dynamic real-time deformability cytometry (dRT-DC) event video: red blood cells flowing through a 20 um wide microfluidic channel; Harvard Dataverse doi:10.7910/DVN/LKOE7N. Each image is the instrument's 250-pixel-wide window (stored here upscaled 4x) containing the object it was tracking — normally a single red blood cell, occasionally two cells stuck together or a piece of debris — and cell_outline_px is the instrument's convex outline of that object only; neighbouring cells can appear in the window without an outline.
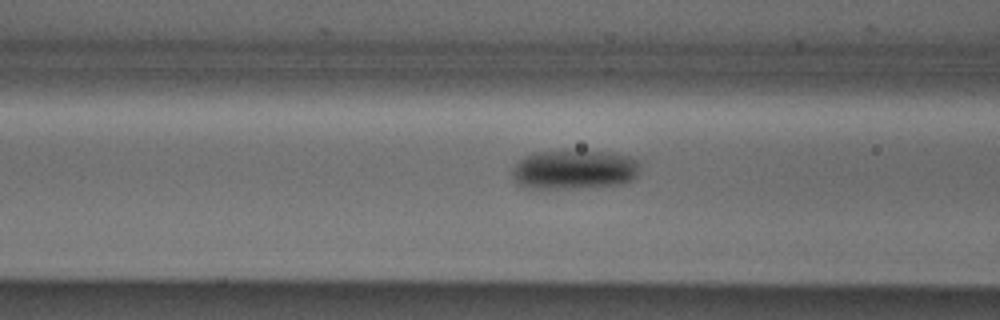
{"species": "Egyptian fruit bat (a non-hibernating species)", "species_latin": "Rousettus aegyptiacus", "temperature_condition": "cold", "stored_images_in_passage": 30, "camera_frame_rate_fps": 3000, "um_per_image_px": 0.085, "animal": {"sex": "male"}, "frame": {"image": 1, "passage_image": 9, "time_ms": 2.667, "image_size_px": [1000, 320], "cell_outline_px": [[640, 168], [636, 176], [632, 180], [624, 184], [572, 188], [532, 188], [516, 184], [512, 176], [512, 168], [524, 156], [536, 152], [604, 152], [632, 156], [640, 160]], "centroid_in_image_um": [48.84, 14.43], "position_along_channel_um": 117.8, "area_um2": 29.19}}
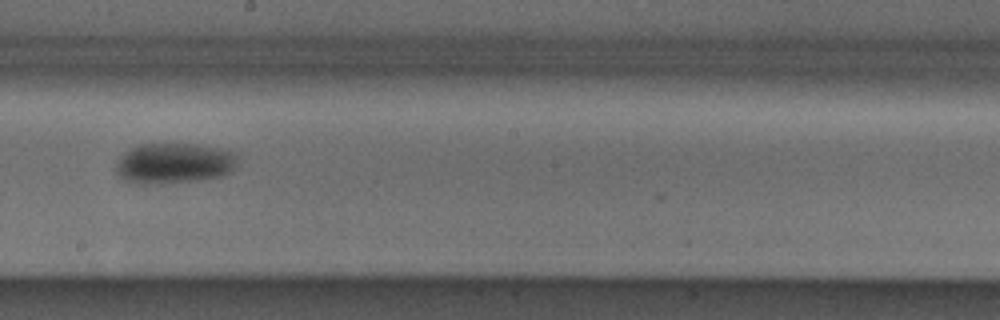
{"frame": {"image": 2, "passage_image": 18, "time_ms": 5.667, "image_size_px": [1000, 320], "cell_outline_px": [[236, 168], [232, 172], [224, 176], [200, 180], [152, 184], [128, 184], [116, 176], [116, 160], [128, 148], [140, 144], [196, 144], [236, 152]], "centroid_in_image_um": [14.74, 13.9], "position_along_channel_um": 233.5, "area_um2": 29.42}}
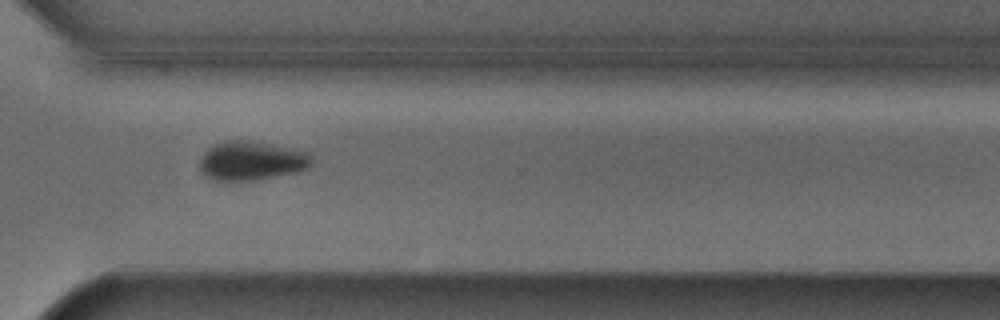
{"frame": {"image": 3, "passage_image": 27, "time_ms": 8.667, "image_size_px": [1000, 320], "cell_outline_px": [[312, 164], [308, 168], [296, 172], [256, 180], [212, 180], [204, 176], [200, 168], [200, 156], [212, 144], [224, 140], [252, 140], [272, 144], [308, 152], [312, 156]], "centroid_in_image_um": [21.35, 13.65], "position_along_channel_um": 349.3, "area_um2": 25.78}, "authors_computed_cell_mechanics": {"area_um2": 28.8133, "velocity_mm_per_s": 3.861, "shape_relaxation_time_tau1_ms": 6.7299, "shape_relaxation_time_tau2_ms": null, "deformation_change_tau1": 0.1264, "deformation_change_tau2": null}}